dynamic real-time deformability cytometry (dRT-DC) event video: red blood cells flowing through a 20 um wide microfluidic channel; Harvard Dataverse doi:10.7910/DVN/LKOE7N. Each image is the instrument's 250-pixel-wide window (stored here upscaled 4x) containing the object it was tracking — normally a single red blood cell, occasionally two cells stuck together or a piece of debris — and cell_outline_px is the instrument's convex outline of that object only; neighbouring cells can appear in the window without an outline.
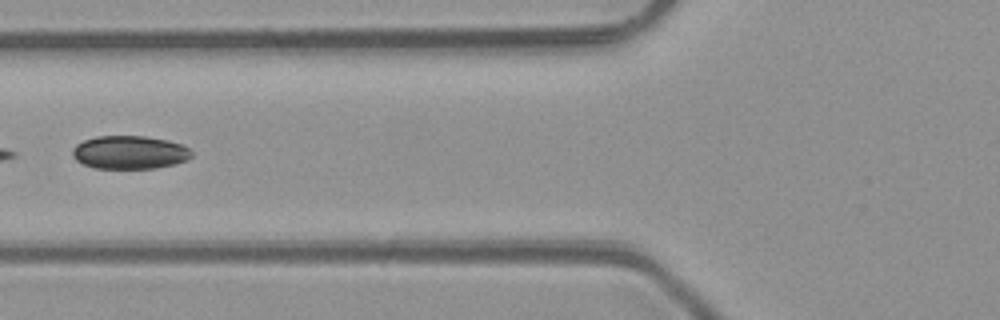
{"species": "common noctule bat (a hibernating species)", "species_latin": "Nyctalus noctula", "temperature_condition": "room temperature", "stored_images_in_passage": 5, "camera_frame_rate_fps": 3000, "um_per_image_px": 0.085, "animal": {"sex": "male", "body_mass_g": 23.1, "forearm_length_mm": 52.7}, "frame": {"image": 1, "passage_image": 4, "time_ms": 3.667, "image_size_px": [1000, 320], "cell_outline_px": [[192, 156], [188, 160], [176, 164], [156, 168], [96, 168], [84, 164], [76, 160], [72, 156], [72, 148], [76, 144], [84, 140], [96, 136], [144, 136], [168, 140], [180, 144], [188, 148], [192, 152]], "centroid_in_image_um": [11.02, 12.95], "position_along_channel_um": 114.8, "area_um2": 23.18}}
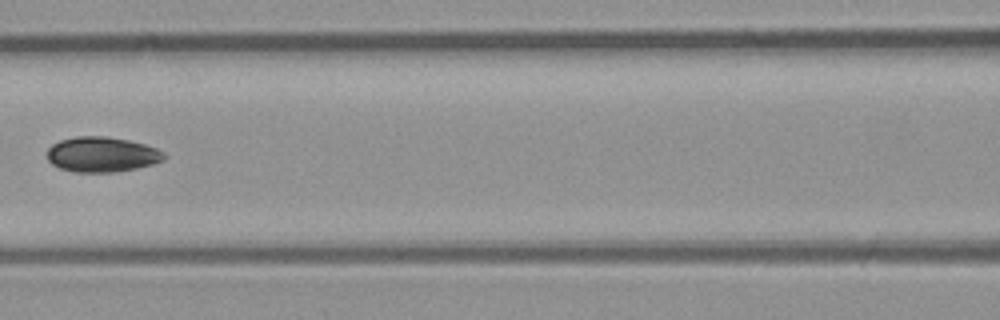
{"frame": {"image": 2, "passage_image": 5, "time_ms": 4.667, "image_size_px": [1000, 320], "cell_outline_px": [[168, 156], [164, 160], [152, 164], [136, 168], [112, 172], [76, 172], [60, 168], [52, 164], [48, 160], [48, 148], [52, 144], [60, 140], [76, 136], [104, 136], [128, 140], [144, 144], [156, 148], [164, 152]], "centroid_in_image_um": [8.67, 13.12], "position_along_channel_um": 157.9, "area_um2": 23.93}}